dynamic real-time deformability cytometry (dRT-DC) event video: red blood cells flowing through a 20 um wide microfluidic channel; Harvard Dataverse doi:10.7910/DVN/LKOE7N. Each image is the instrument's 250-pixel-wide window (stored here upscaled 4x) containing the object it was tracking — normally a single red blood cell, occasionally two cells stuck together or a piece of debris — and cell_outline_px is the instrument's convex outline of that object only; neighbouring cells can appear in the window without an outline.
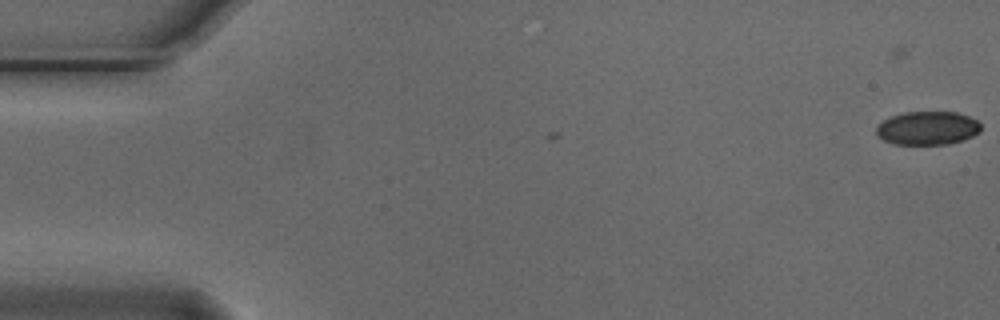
{"species": "Egyptian fruit bat (a non-hibernating species)", "species_latin": "Rousettus aegyptiacus", "temperature_condition": "cold", "stored_images_in_passage": 2, "camera_frame_rate_fps": 3000, "um_per_image_px": 0.085, "animal": {"sex": "male"}, "frame": {"image": 1, "passage_image": 1, "time_ms": 0.0, "image_size_px": [1000, 320], "cell_outline_px": [[980, 132], [964, 140], [948, 144], [896, 144], [884, 140], [876, 132], [876, 128], [884, 120], [892, 116], [904, 112], [956, 112], [968, 116], [976, 120], [980, 124]], "centroid_in_image_um": [78.87, 10.89], "position_along_channel_um": 6.1, "area_um2": 20.23}}